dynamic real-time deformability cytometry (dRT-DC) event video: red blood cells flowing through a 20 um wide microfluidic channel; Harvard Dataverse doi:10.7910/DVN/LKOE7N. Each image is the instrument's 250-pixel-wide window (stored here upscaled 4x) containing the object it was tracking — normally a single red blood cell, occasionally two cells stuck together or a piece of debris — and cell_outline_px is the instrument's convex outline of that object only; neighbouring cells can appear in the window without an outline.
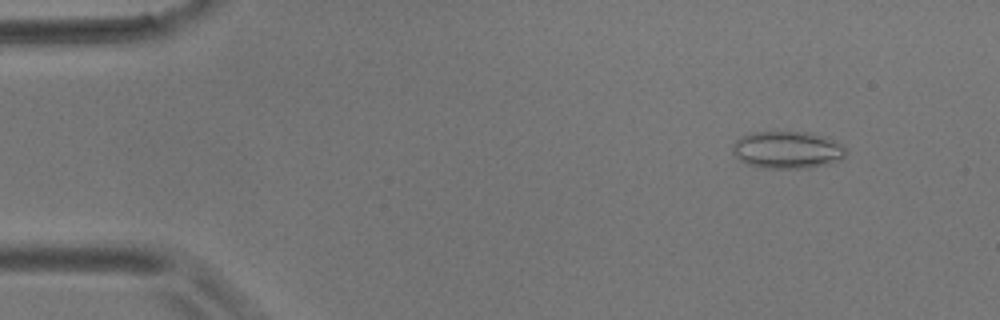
{"species": "common noctule bat (a hibernating species)", "species_latin": "Nyctalus noctula", "temperature_condition": "room temperature", "stored_images_in_passage": 4, "camera_frame_rate_fps": 3000, "um_per_image_px": 0.085, "animal": {"sex": "male", "body_mass_g": 17.9}, "frame": {"image": 1, "passage_image": 2, "time_ms": 1.667, "image_size_px": [1000, 320], "cell_outline_px": [[844, 156], [840, 160], [828, 164], [808, 168], [760, 168], [748, 164], [740, 160], [732, 152], [732, 144], [740, 136], [752, 132], [808, 132], [824, 136], [836, 140], [844, 148]], "centroid_in_image_um": [66.89, 12.74], "position_along_channel_um": 18.1, "area_um2": 24.74}}